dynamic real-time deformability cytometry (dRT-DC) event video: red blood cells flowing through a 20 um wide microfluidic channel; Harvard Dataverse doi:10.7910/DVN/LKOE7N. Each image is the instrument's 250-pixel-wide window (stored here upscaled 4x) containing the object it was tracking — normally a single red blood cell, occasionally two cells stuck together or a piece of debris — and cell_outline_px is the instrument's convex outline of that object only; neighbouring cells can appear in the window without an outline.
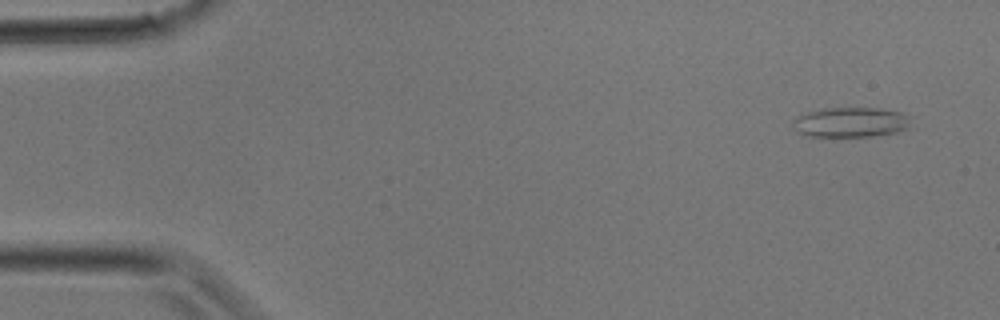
{"species": "common noctule bat (a hibernating species)", "species_latin": "Nyctalus noctula", "temperature_condition": "room temperature", "stored_images_in_passage": 7, "camera_frame_rate_fps": 3000, "um_per_image_px": 0.085, "animal": {"sex": "male", "body_mass_g": 17.9}, "frame": {"image": 1, "passage_image": 1, "time_ms": 0.0, "image_size_px": [1000, 320], "cell_outline_px": [[912, 128], [896, 132], [872, 136], [800, 136], [796, 132], [792, 124], [792, 120], [796, 116], [808, 112], [824, 108], [880, 108], [900, 112], [908, 116]], "centroid_in_image_um": [72.28, 10.4], "position_along_channel_um": 12.7, "area_um2": 20.87}}